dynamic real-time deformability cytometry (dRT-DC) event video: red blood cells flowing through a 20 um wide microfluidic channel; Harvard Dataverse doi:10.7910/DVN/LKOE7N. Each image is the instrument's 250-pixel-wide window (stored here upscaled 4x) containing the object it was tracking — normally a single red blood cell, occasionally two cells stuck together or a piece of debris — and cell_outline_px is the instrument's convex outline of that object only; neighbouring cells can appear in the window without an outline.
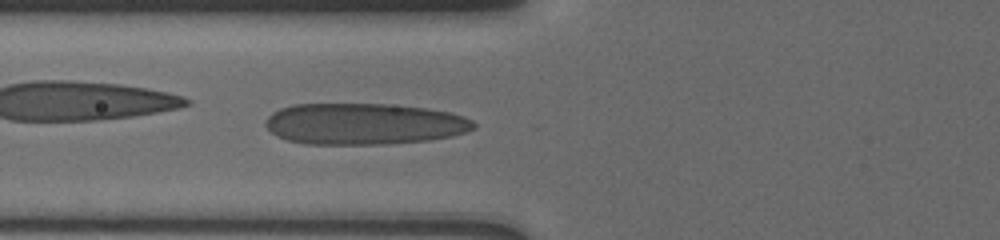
{"species": "human", "species_latin": "Homo sapiens", "temperature_condition": "cold", "stored_images_in_passage": 11, "camera_frame_rate_fps": 3000, "um_per_image_px": 0.085, "donor": {"sex": "male"}, "frame": {"image": 1, "passage_image": 11, "time_ms": 6.0, "image_size_px": [1000, 240], "cell_outline_px": [[476, 128], [452, 136], [428, 140], [384, 144], [304, 144], [288, 140], [276, 136], [264, 124], [268, 116], [272, 112], [280, 108], [292, 104], [388, 104], [428, 108], [448, 112], [464, 116], [472, 120], [476, 124]], "centroid_in_image_um": [30.93, 10.53], "position_along_channel_um": 94.9, "area_um2": 50.34}}